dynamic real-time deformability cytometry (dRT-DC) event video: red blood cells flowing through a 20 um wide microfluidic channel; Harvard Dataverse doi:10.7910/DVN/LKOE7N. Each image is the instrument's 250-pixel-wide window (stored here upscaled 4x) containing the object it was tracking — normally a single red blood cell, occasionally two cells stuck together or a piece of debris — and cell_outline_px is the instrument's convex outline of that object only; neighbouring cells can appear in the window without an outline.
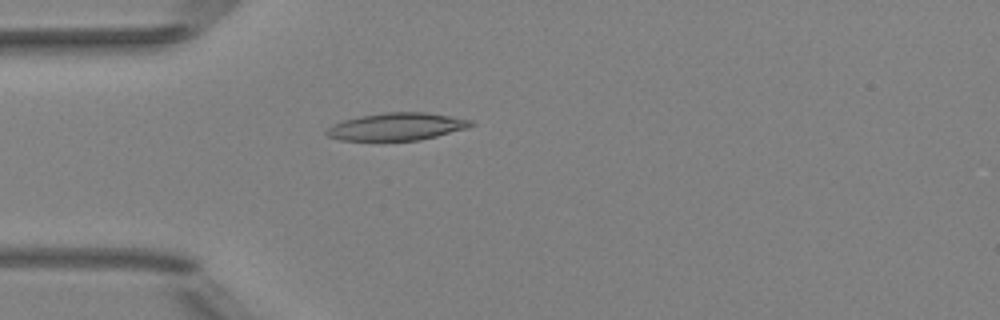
{"species": "Egyptian fruit bat (a non-hibernating species)", "species_latin": "Rousettus aegyptiacus", "temperature_condition": "room temperature", "stored_images_in_passage": 37, "camera_frame_rate_fps": 3000, "um_per_image_px": 0.085, "animal": {"sex": "female"}, "frame": {"image": 1, "passage_image": 1, "time_ms": 0.0, "image_size_px": [1000, 320], "cell_outline_px": [[476, 124], [468, 128], [420, 140], [340, 140], [328, 136], [324, 132], [332, 124], [344, 120], [360, 116], [384, 112], [428, 112], [472, 120]], "centroid_in_image_um": [33.74, 10.75], "position_along_channel_um": 51.3, "area_um2": 23.12}}
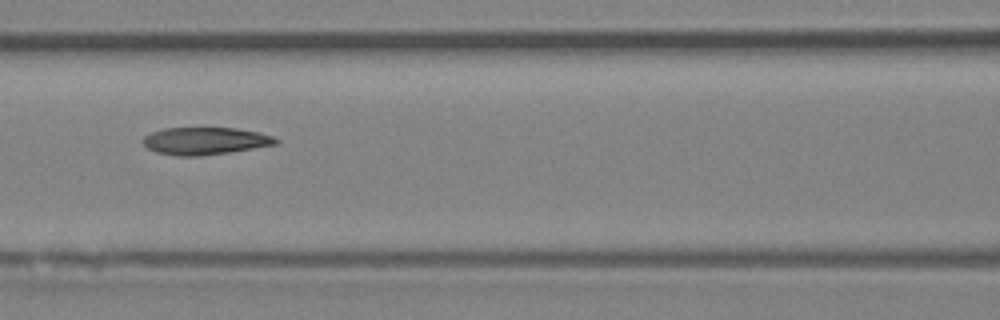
{"frame": {"image": 2, "passage_image": 9, "time_ms": 2.667, "image_size_px": [1000, 320], "cell_outline_px": [[280, 140], [276, 144], [228, 152], [200, 156], [176, 156], [156, 152], [148, 148], [140, 140], [144, 136], [152, 132], [164, 128], [236, 128], [256, 132], [272, 136]], "centroid_in_image_um": [17.38, 11.98], "position_along_channel_um": 149.2, "area_um2": 21.04}}
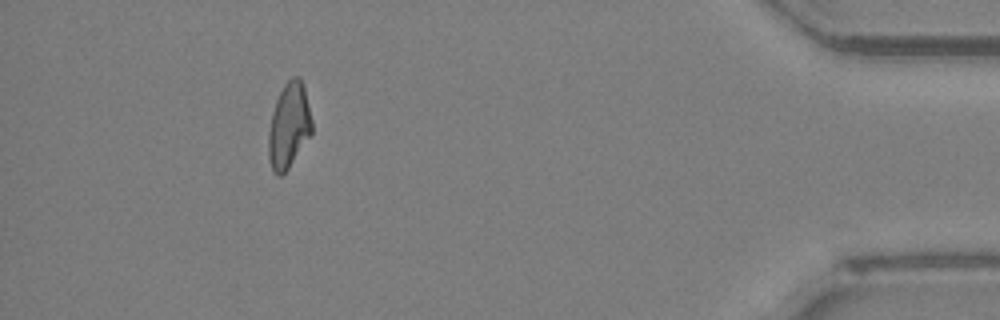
{"frame": {"image": 3, "passage_image": 33, "time_ms": 10.667, "image_size_px": [1000, 320], "cell_outline_px": [[312, 132], [288, 168], [280, 176], [276, 176], [272, 172], [268, 160], [268, 132], [272, 112], [276, 100], [284, 84], [292, 76], [300, 76], [304, 88], [312, 120]], "centroid_in_image_um": [24.53, 10.69], "position_along_channel_um": 410.7, "area_um2": 21.56}, "authors_computed_cell_mechanics": {"area_um2": 21.5594, "velocity_mm_per_s": 4.0266, "shape_relaxation_time_tau1_ms": null, "shape_relaxation_time_tau2_ms": 5.9356, "deformation_change_tau1": null, "deformation_change_tau2": 0.1424}}